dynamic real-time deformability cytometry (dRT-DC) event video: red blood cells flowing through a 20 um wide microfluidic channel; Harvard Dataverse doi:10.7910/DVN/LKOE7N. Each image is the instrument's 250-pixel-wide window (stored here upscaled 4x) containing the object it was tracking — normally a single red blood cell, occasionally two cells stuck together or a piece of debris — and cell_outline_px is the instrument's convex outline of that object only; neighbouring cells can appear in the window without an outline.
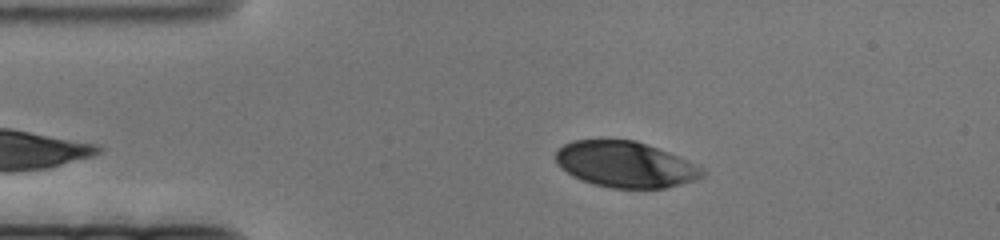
{"species": "human", "species_latin": "Homo sapiens", "temperature_condition": "cold", "stored_images_in_passage": 56, "camera_frame_rate_fps": 3000, "um_per_image_px": 0.085, "donor": {"sex": "female"}, "frame": {"image": 1, "passage_image": 5, "time_ms": 1.333, "image_size_px": [1000, 240], "cell_outline_px": [[704, 176], [696, 180], [664, 188], [612, 188], [592, 184], [580, 180], [572, 176], [560, 168], [556, 160], [556, 152], [564, 144], [572, 140], [636, 140], [668, 152], [704, 168]], "centroid_in_image_um": [53.14, 13.98], "position_along_channel_um": 31.9, "area_um2": 39.19}}
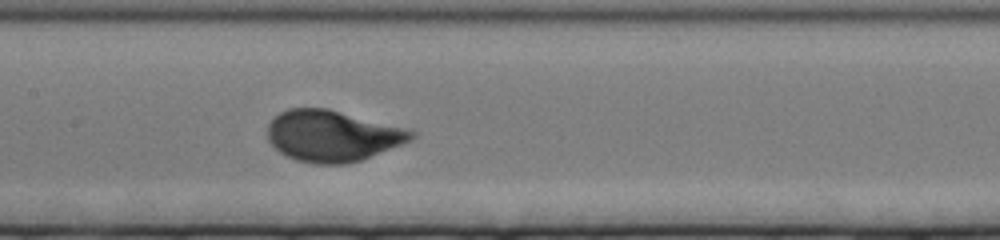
{"frame": {"image": 2, "passage_image": 27, "time_ms": 8.667, "image_size_px": [1000, 240], "cell_outline_px": [[416, 136], [400, 144], [360, 160], [344, 164], [316, 164], [296, 160], [280, 152], [268, 140], [268, 124], [280, 112], [288, 108], [328, 108], [416, 132]], "centroid_in_image_um": [28.18, 11.55], "position_along_channel_um": 179.2, "area_um2": 42.02}}
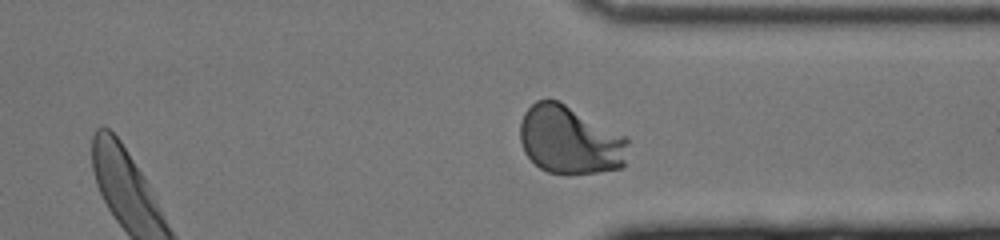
{"frame": {"image": 3, "passage_image": 49, "time_ms": 16.0, "image_size_px": [1000, 240], "cell_outline_px": [[628, 140], [624, 164], [620, 168], [596, 172], [548, 172], [540, 168], [524, 152], [520, 140], [520, 120], [524, 112], [536, 100], [560, 100], [628, 136]], "centroid_in_image_um": [48.44, 11.85], "position_along_channel_um": 363.0, "area_um2": 43.0}}